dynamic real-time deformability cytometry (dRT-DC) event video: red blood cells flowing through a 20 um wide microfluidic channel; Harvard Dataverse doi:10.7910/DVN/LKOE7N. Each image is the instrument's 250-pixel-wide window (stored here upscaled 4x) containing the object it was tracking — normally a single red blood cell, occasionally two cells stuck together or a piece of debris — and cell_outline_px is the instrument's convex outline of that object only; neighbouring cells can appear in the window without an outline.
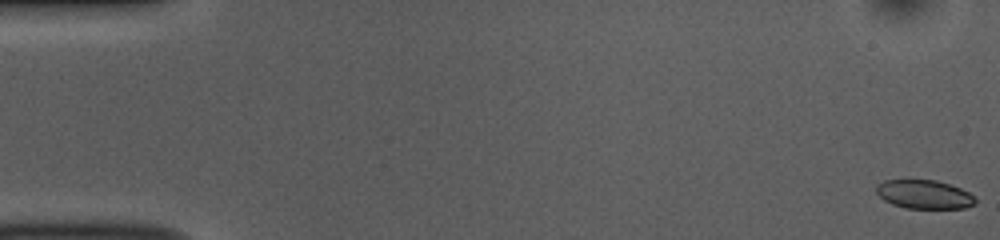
{"species": "common noctule bat (a hibernating species)", "species_latin": "Nyctalus noctula", "temperature_condition": "room temperature", "stored_images_in_passage": 53, "camera_frame_rate_fps": 3000, "um_per_image_px": 0.085, "animal": {"sex": "female", "body_mass_g": 10.0, "forearm_length_mm": 53.1}, "frame": {"image": 1, "passage_image": 1, "time_ms": 0.0, "image_size_px": [1000, 240], "cell_outline_px": [[976, 204], [964, 208], [904, 208], [892, 204], [884, 200], [876, 192], [876, 184], [884, 180], [936, 180], [960, 188], [968, 192], [976, 200]], "centroid_in_image_um": [78.53, 16.52], "position_along_channel_um": 6.5, "area_um2": 16.53}}
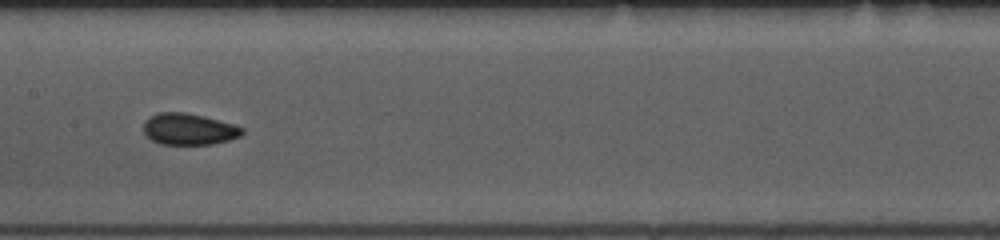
{"frame": {"image": 2, "passage_image": 27, "time_ms": 8.667, "image_size_px": [1000, 240], "cell_outline_px": [[244, 132], [240, 136], [228, 140], [212, 144], [160, 144], [152, 140], [144, 132], [144, 120], [148, 116], [160, 112], [184, 112], [204, 116], [236, 124], [244, 128]], "centroid_in_image_um": [16.06, 10.96], "position_along_channel_um": 191.3, "area_um2": 18.21}}
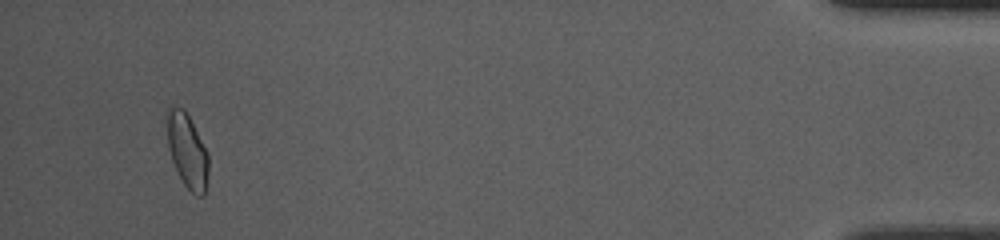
{"frame": {"image": 3, "passage_image": 51, "time_ms": 16.667, "image_size_px": [1000, 240], "cell_outline_px": [[208, 176], [204, 196], [196, 196], [184, 184], [172, 160], [168, 148], [164, 116], [168, 104], [184, 108], [208, 156]], "centroid_in_image_um": [15.85, 12.75], "position_along_channel_um": 419.3, "area_um2": 18.03}, "authors_computed_cell_mechanics": {"area_um2": 18.0336, "velocity_mm_per_s": 3.7674, "shape_relaxation_time_tau1_ms": 6.8819, "shape_relaxation_time_tau2_ms": 1.3589, "deformation_change_tau1": 0.0946, "deformation_change_tau2": 0.053}}